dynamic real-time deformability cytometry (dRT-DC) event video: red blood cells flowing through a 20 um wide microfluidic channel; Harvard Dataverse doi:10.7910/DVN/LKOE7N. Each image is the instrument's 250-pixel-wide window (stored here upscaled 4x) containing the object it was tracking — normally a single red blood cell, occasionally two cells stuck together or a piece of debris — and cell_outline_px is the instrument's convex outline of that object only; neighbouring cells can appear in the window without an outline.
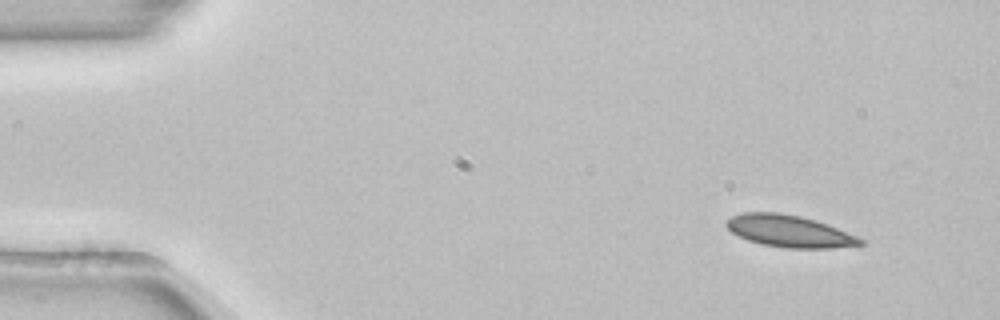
{"species": "common noctule bat (a hibernating species)", "species_latin": "Nyctalus noctula", "temperature_condition": "room temperature", "stored_images_in_passage": 49, "camera_frame_rate_fps": 3000, "um_per_image_px": 0.085, "animal": {"sex": "female", "body_mass_g": 22.7, "forearm_length_mm": 54.2}, "frame": {"image": 1, "passage_image": 1, "time_ms": 0.0, "image_size_px": [1000, 320], "cell_outline_px": [[868, 240], [864, 244], [832, 248], [788, 248], [760, 244], [748, 240], [732, 232], [724, 224], [724, 220], [732, 216], [744, 212], [776, 212], [800, 216], [816, 220], [828, 224]], "centroid_in_image_um": [67.12, 19.65], "position_along_channel_um": 17.9, "area_um2": 25.14}}
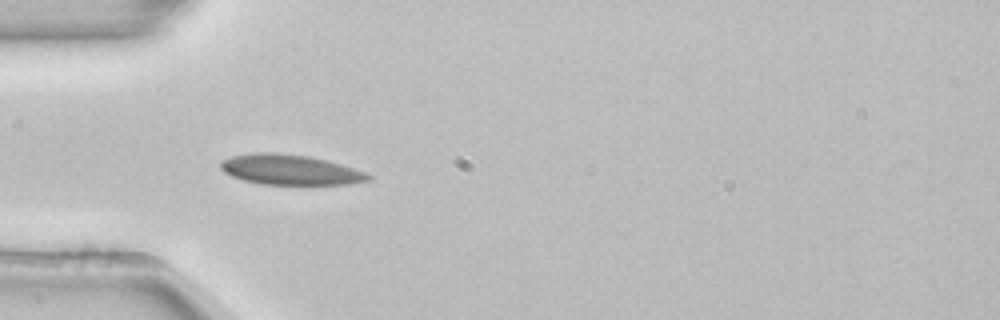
{"frame": {"image": 2, "passage_image": 12, "time_ms": 3.667, "image_size_px": [1000, 320], "cell_outline_px": [[372, 176], [368, 180], [348, 184], [260, 184], [244, 180], [232, 176], [224, 172], [220, 168], [220, 160], [232, 156], [256, 152], [272, 152], [308, 156], [340, 164], [364, 172]], "centroid_in_image_um": [24.59, 14.42], "position_along_channel_um": 60.4, "area_um2": 25.66}}
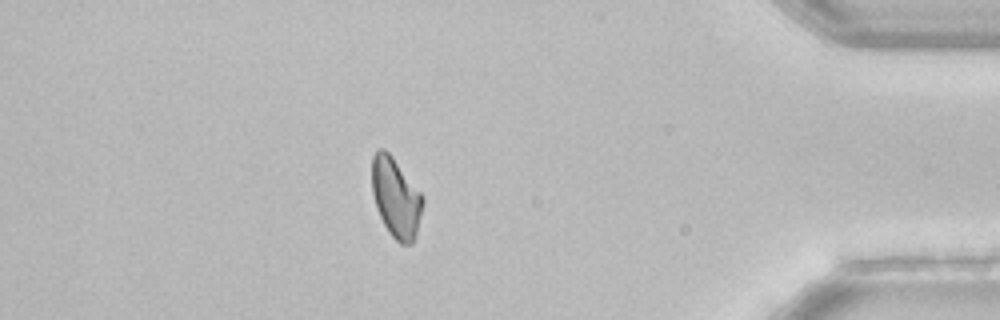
{"frame": {"image": 3, "passage_image": 42, "time_ms": 13.667, "image_size_px": [1000, 320], "cell_outline_px": [[424, 200], [416, 232], [412, 244], [400, 244], [388, 232], [376, 208], [372, 192], [372, 156], [376, 148], [384, 148], [392, 156], [424, 196]], "centroid_in_image_um": [33.63, 16.77], "position_along_channel_um": 401.6, "area_um2": 23.58}, "authors_computed_cell_mechanics": {"area_um2": 25.0274, "velocity_mm_per_s": 3.8726, "shape_relaxation_time_tau1_ms": null, "shape_relaxation_time_tau2_ms": 3.5997, "deformation_change_tau1": null, "deformation_change_tau2": 0.0639}}